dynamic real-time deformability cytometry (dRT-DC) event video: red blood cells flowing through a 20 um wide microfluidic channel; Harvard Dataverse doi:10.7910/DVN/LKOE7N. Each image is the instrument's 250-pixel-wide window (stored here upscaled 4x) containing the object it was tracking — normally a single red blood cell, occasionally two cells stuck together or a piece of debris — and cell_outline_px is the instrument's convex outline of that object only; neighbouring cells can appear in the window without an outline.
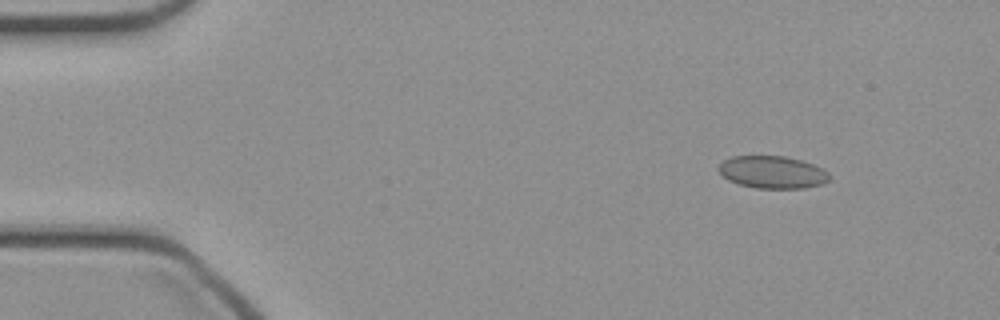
{"species": "common noctule bat (a hibernating species)", "species_latin": "Nyctalus noctula", "temperature_condition": "cold", "stored_images_in_passage": 47, "camera_frame_rate_fps": 3000, "um_per_image_px": 0.085, "animal": {"sex": "female", "body_mass_g": 21.9}, "frame": {"image": 1, "passage_image": 5, "time_ms": 1.333, "image_size_px": [1000, 320], "cell_outline_px": [[832, 176], [824, 184], [804, 188], [756, 188], [740, 184], [728, 180], [716, 168], [724, 160], [732, 156], [784, 156], [800, 160], [812, 164], [828, 172]], "centroid_in_image_um": [65.66, 14.64], "position_along_channel_um": 19.3, "area_um2": 20.87}}
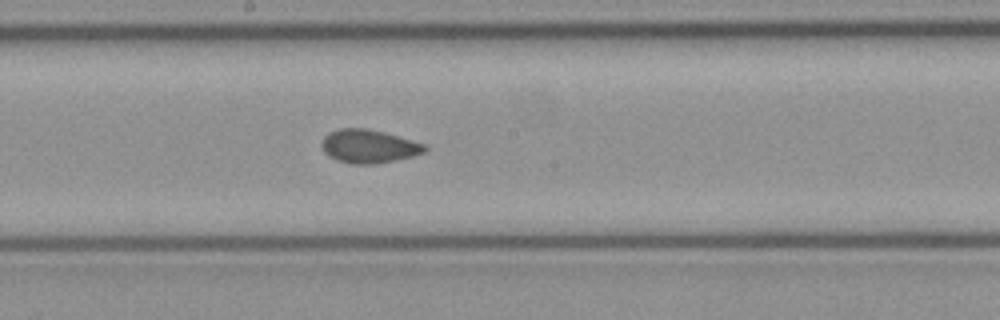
{"frame": {"image": 2, "passage_image": 25, "time_ms": 8.0, "image_size_px": [1000, 320], "cell_outline_px": [[428, 148], [424, 152], [412, 156], [396, 160], [376, 164], [352, 164], [336, 160], [328, 156], [324, 152], [320, 144], [324, 136], [328, 132], [340, 128], [368, 128], [384, 132], [428, 144]], "centroid_in_image_um": [31.34, 12.43], "position_along_channel_um": 216.9, "area_um2": 20.4}}
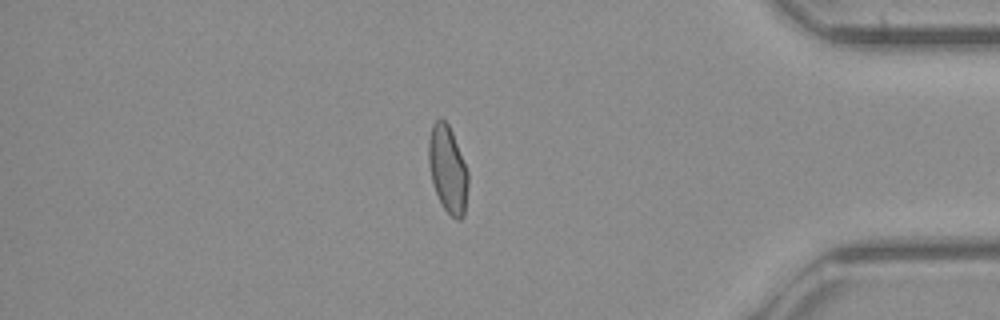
{"frame": {"image": 3, "passage_image": 40, "time_ms": 13.0, "image_size_px": [1000, 320], "cell_outline_px": [[468, 184], [464, 216], [460, 220], [456, 220], [444, 208], [436, 192], [432, 180], [428, 160], [428, 140], [432, 124], [440, 116], [448, 124], [452, 132], [468, 172]], "centroid_in_image_um": [38.05, 14.37], "position_along_channel_um": 397.1, "area_um2": 19.88}}